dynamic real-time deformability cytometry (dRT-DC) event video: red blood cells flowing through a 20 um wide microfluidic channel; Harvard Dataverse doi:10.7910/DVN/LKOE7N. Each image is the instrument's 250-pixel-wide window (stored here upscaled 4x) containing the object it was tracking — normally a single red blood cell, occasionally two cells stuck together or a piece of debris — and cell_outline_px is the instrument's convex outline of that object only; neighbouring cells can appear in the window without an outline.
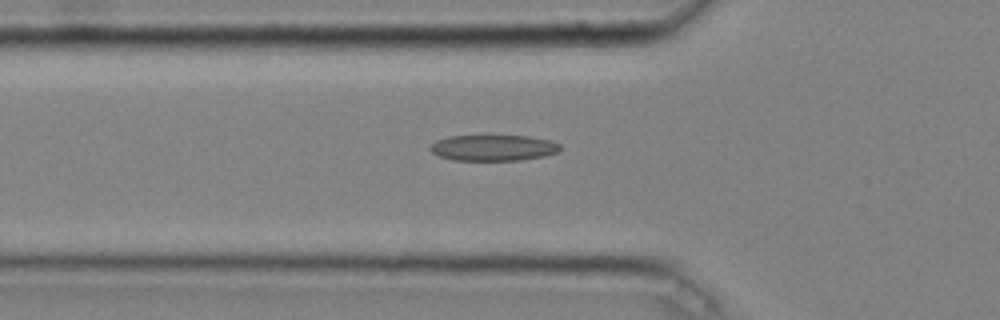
{"species": "common noctule bat (a hibernating species)", "species_latin": "Nyctalus noctula", "temperature_condition": "cold", "stored_images_in_passage": 44, "camera_frame_rate_fps": 3000, "um_per_image_px": 0.085, "animal": {"sex": "male", "body_mass_g": 20.4}, "frame": {"image": 1, "passage_image": 16, "time_ms": 5.0, "image_size_px": [1000, 320], "cell_outline_px": [[560, 152], [544, 156], [520, 160], [452, 160], [440, 156], [432, 152], [428, 148], [436, 140], [448, 136], [528, 136], [552, 140], [560, 144]], "centroid_in_image_um": [41.95, 12.56], "position_along_channel_um": 83.8, "area_um2": 19.71}}
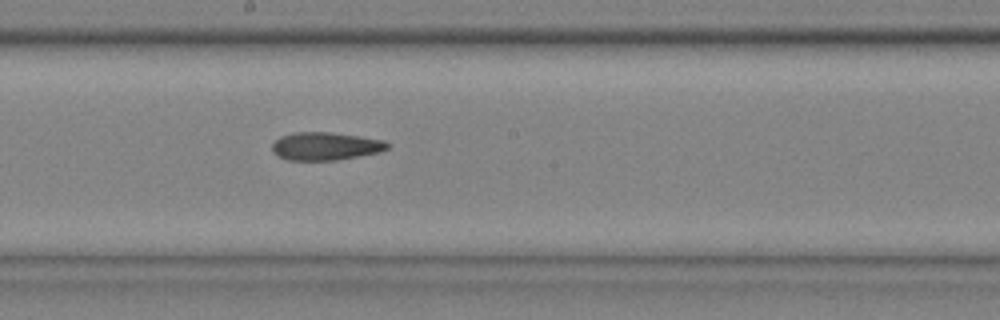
{"frame": {"image": 2, "passage_image": 26, "time_ms": 8.333, "image_size_px": [1000, 320], "cell_outline_px": [[392, 144], [388, 148], [380, 152], [336, 160], [288, 160], [276, 156], [272, 152], [272, 144], [280, 136], [296, 132], [328, 132], [360, 136], [384, 140]], "centroid_in_image_um": [27.66, 12.42], "position_along_channel_um": 220.5, "area_um2": 18.9}}
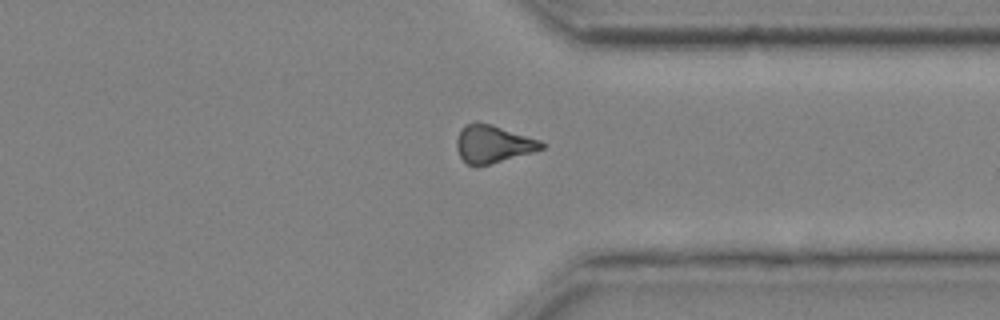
{"frame": {"image": 3, "passage_image": 37, "time_ms": 12.0, "image_size_px": [1000, 320], "cell_outline_px": [[544, 148], [532, 152], [476, 168], [468, 164], [460, 156], [456, 148], [456, 140], [464, 124], [476, 120], [492, 124], [540, 140], [544, 144]], "centroid_in_image_um": [41.86, 12.23], "position_along_channel_um": 369.5, "area_um2": 18.79}, "authors_computed_cell_mechanics": {"area_um2": 19.363, "velocity_mm_per_s": 4.0886, "shape_relaxation_time_tau1_ms": 7.6983, "shape_relaxation_time_tau2_ms": 8.1399, "deformation_change_tau1": 0.1416, "deformation_change_tau2": 0.1952}}